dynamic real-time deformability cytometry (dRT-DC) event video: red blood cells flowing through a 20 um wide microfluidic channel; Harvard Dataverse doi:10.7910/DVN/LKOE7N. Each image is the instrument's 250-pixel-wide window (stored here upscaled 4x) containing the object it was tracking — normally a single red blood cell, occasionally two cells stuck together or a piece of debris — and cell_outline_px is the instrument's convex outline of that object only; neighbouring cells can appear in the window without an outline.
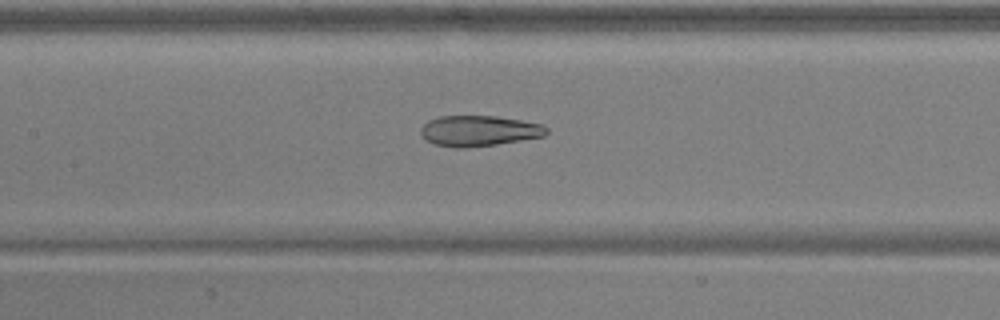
{"species": "common noctule bat (a hibernating species)", "species_latin": "Nyctalus noctula", "temperature_condition": "warm", "stored_images_in_passage": 51, "camera_frame_rate_fps": 3000, "um_per_image_px": 0.085, "animal": {"sex": "male", "body_mass_g": 17.9, "forearm_length_mm": 54.2}, "frame": {"image": 1, "passage_image": 24, "time_ms": 7.667, "image_size_px": [1000, 320], "cell_outline_px": [[548, 132], [544, 136], [496, 144], [464, 148], [456, 148], [432, 144], [420, 132], [420, 128], [428, 120], [440, 116], [496, 116], [544, 124], [548, 128]], "centroid_in_image_um": [40.72, 11.12], "position_along_channel_um": 166.7, "area_um2": 22.43}}
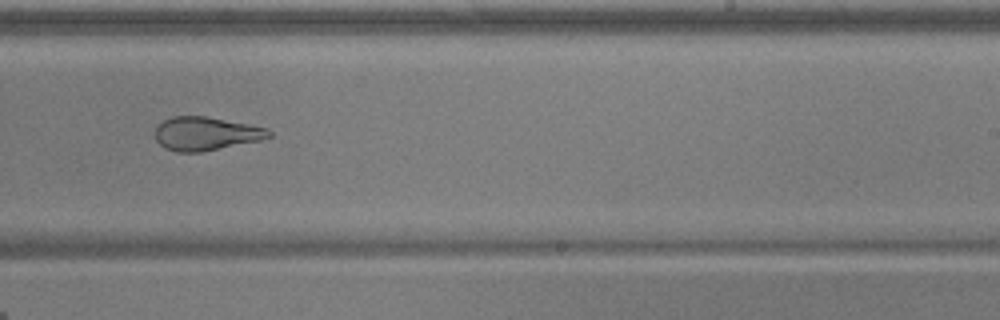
{"frame": {"image": 2, "passage_image": 32, "time_ms": 10.333, "image_size_px": [1000, 320], "cell_outline_px": [[272, 136], [260, 140], [200, 152], [176, 152], [164, 148], [156, 140], [156, 128], [164, 120], [172, 116], [204, 116], [248, 124], [268, 128], [272, 132]], "centroid_in_image_um": [17.5, 11.36], "position_along_channel_um": 271.5, "area_um2": 22.02}}
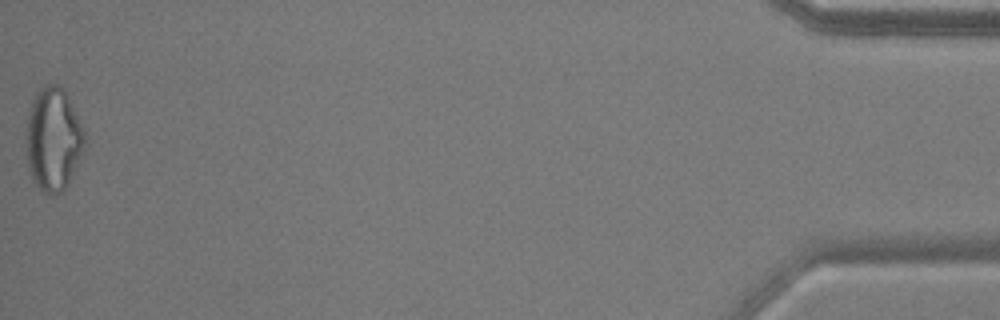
{"frame": {"image": 3, "passage_image": 51, "time_ms": 16.667, "image_size_px": [1000, 320], "cell_outline_px": [[84, 152], [68, 184], [60, 192], [40, 192], [32, 180], [28, 168], [24, 152], [28, 108], [36, 92], [44, 84], [56, 84], [64, 88], [84, 128]], "centroid_in_image_um": [4.49, 11.81], "position_along_channel_um": 430.7, "area_um2": 35.95}, "authors_computed_cell_mechanics": {"area_um2": 27.5706, "velocity_mm_per_s": 3.9482, "shape_relaxation_time_tau1_ms": null, "shape_relaxation_time_tau2_ms": 2.0379, "deformation_change_tau1": null, "deformation_change_tau2": 0.0987}}